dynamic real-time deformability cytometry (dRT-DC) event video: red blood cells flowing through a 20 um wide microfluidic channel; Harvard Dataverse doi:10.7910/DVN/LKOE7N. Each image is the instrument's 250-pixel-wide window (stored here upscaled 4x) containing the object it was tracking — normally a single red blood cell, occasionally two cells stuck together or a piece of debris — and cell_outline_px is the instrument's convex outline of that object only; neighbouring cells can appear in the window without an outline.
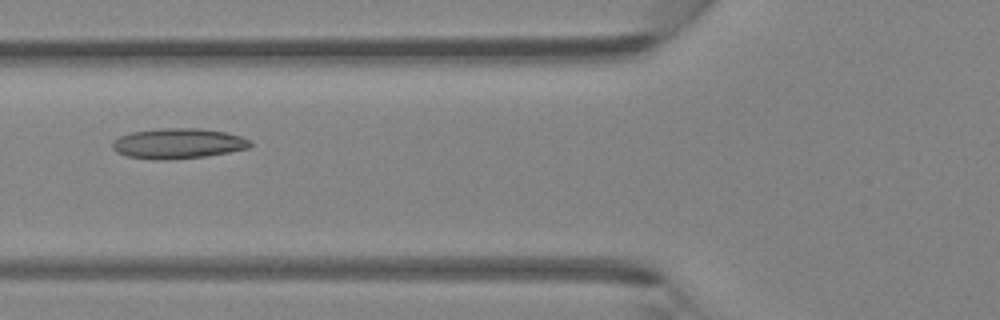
{"species": "Egyptian fruit bat (a non-hibernating species)", "species_latin": "Rousettus aegyptiacus", "temperature_condition": "room temperature", "stored_images_in_passage": 21, "camera_frame_rate_fps": 3000, "um_per_image_px": 0.085, "animal": {"sex": "female"}, "frame": {"image": 1, "passage_image": 18, "time_ms": 5.667, "image_size_px": [1000, 320], "cell_outline_px": [[252, 144], [248, 148], [228, 152], [204, 156], [164, 160], [152, 160], [128, 156], [116, 152], [112, 148], [112, 140], [120, 136], [132, 132], [160, 128], [200, 128], [224, 132], [240, 136], [252, 140]], "centroid_in_image_um": [15.11, 12.19], "position_along_channel_um": 110.7, "area_um2": 24.33}}